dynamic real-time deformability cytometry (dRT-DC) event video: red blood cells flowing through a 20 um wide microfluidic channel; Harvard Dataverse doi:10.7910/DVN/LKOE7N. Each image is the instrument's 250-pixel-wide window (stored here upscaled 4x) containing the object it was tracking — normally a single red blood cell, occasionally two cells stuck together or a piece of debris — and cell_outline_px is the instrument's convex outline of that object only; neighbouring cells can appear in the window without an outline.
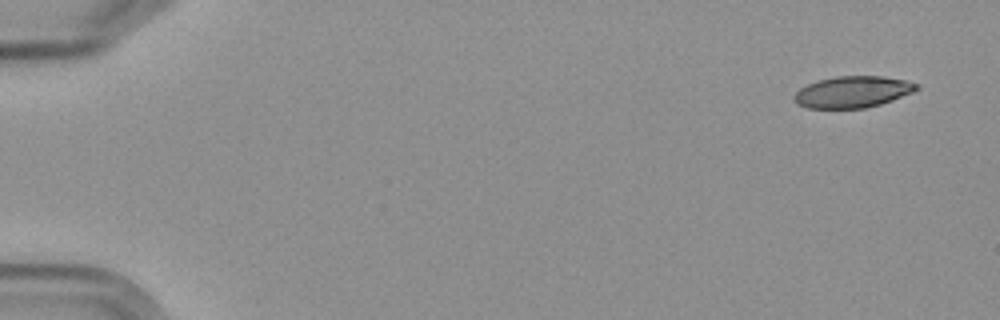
{"species": "Egyptian fruit bat (a non-hibernating species)", "species_latin": "Rousettus aegyptiacus", "temperature_condition": "cold", "stored_images_in_passage": 13, "camera_frame_rate_fps": 3000, "um_per_image_px": 0.085, "frame": {"image": 1, "passage_image": 1, "time_ms": 0.0, "image_size_px": [1000, 320], "cell_outline_px": [[920, 88], [912, 92], [892, 100], [880, 104], [864, 108], [808, 108], [800, 104], [792, 96], [800, 88], [816, 80], [836, 76], [880, 76], [904, 80], [916, 84]], "centroid_in_image_um": [72.46, 7.8], "position_along_channel_um": 12.5, "area_um2": 22.2}}
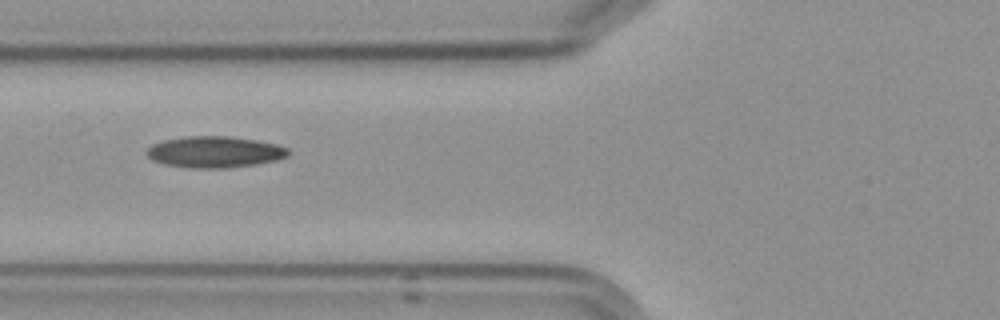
{"frame": {"image": 2, "passage_image": 6, "time_ms": 6.667, "image_size_px": [1000, 320], "cell_outline_px": [[288, 156], [276, 160], [256, 164], [224, 168], [196, 168], [164, 164], [152, 160], [144, 152], [152, 144], [160, 140], [184, 136], [228, 136], [256, 140], [276, 144], [288, 148]], "centroid_in_image_um": [18.2, 12.9], "position_along_channel_um": 107.6, "area_um2": 25.89}}
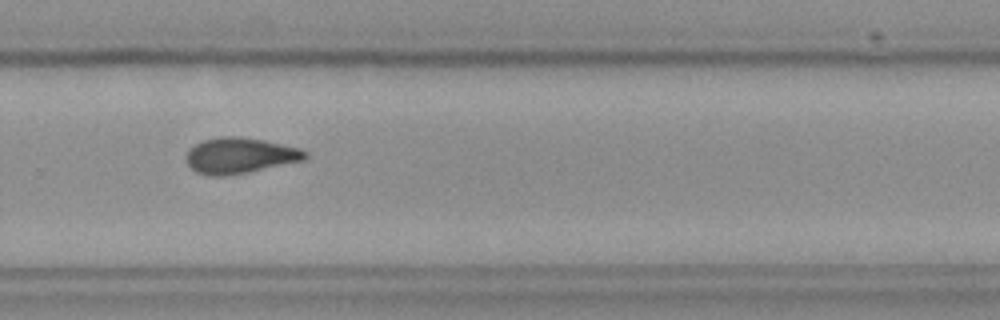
{"frame": {"image": 3, "passage_image": 11, "time_ms": 12.333, "image_size_px": [1000, 320], "cell_outline_px": [[308, 156], [304, 160], [248, 172], [224, 176], [212, 176], [196, 172], [188, 164], [188, 152], [196, 144], [204, 140], [220, 136], [240, 136], [264, 140], [300, 148], [308, 152]], "centroid_in_image_um": [20.43, 13.22], "position_along_channel_um": 309.4, "area_um2": 24.57}}